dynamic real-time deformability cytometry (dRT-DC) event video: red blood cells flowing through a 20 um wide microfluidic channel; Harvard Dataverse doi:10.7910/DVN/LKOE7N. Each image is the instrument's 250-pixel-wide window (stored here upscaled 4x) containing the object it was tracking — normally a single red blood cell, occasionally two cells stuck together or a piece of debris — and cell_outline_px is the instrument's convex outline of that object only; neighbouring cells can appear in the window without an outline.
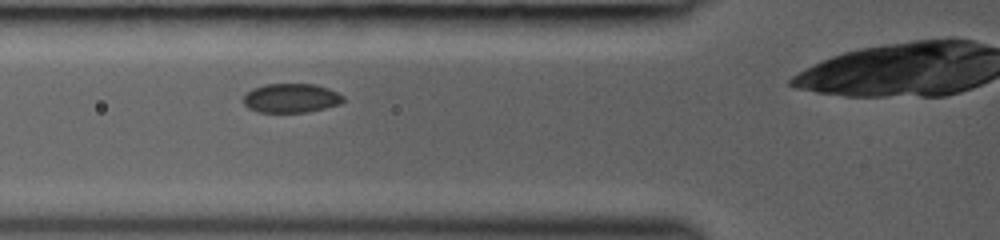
{"species": "common noctule bat (a hibernating species)", "species_latin": "Nyctalus noctula", "temperature_condition": "room temperature", "stored_images_in_passage": 26, "camera_frame_rate_fps": 3000, "um_per_image_px": 0.085, "animal": {"sex": "female", "body_mass_g": 19.0, "forearm_length_mm": 53.3}, "frame": {"image": 1, "passage_image": 3, "time_ms": 1.0, "image_size_px": [1000, 240], "cell_outline_px": [[344, 100], [340, 104], [308, 112], [256, 112], [248, 108], [244, 104], [244, 96], [252, 88], [264, 84], [316, 84], [328, 88], [344, 96]], "centroid_in_image_um": [24.74, 8.34], "position_along_channel_um": 101.1, "area_um2": 16.99}}
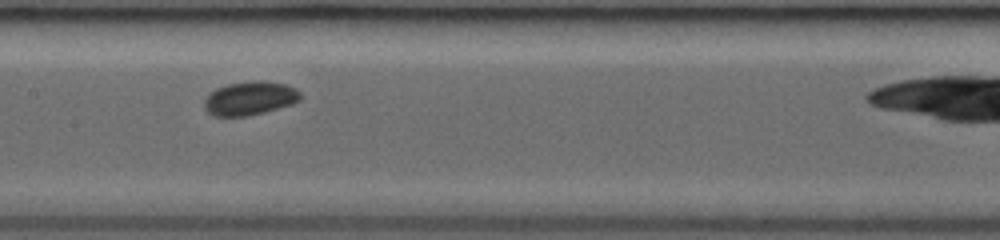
{"frame": {"image": 2, "passage_image": 9, "time_ms": 3.0, "image_size_px": [1000, 240], "cell_outline_px": [[300, 100], [292, 104], [264, 112], [248, 116], [212, 116], [204, 108], [204, 100], [216, 88], [228, 84], [256, 80], [264, 80], [284, 84], [296, 88], [300, 92]], "centroid_in_image_um": [21.24, 8.35], "position_along_channel_um": 186.2, "area_um2": 18.84}}
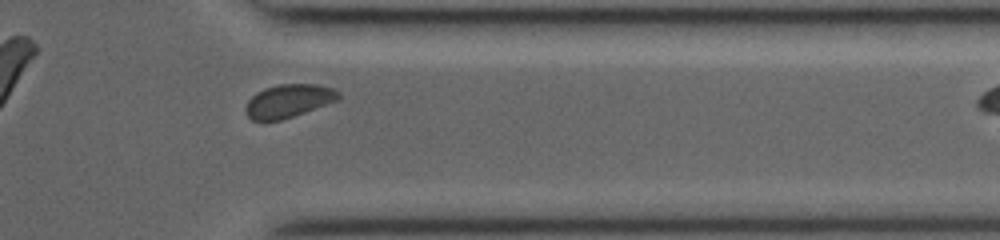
{"frame": {"image": 3, "passage_image": 22, "time_ms": 7.667, "image_size_px": [1000, 240], "cell_outline_px": [[340, 100], [280, 120], [252, 120], [244, 112], [244, 108], [248, 100], [256, 92], [264, 88], [276, 84], [320, 84], [332, 88], [340, 92]], "centroid_in_image_um": [24.53, 8.56], "position_along_channel_um": 386.9, "area_um2": 18.09}}